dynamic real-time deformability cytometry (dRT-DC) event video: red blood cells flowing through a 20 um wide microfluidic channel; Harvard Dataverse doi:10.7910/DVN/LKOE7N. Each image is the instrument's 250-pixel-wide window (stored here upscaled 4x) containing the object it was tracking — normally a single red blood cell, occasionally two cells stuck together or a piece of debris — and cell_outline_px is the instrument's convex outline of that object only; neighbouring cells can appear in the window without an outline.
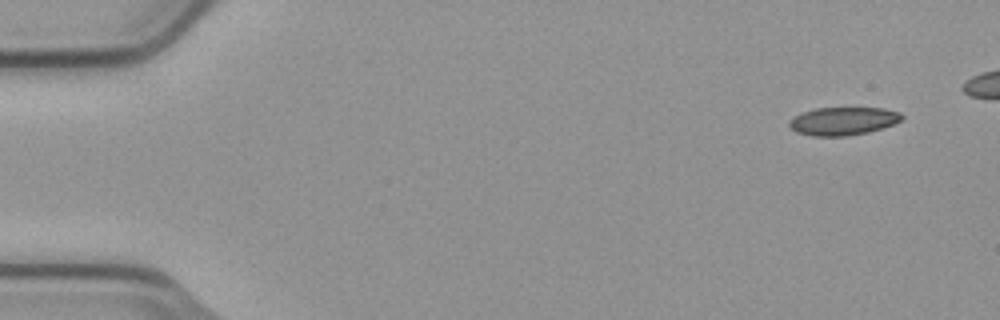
{"species": "common noctule bat (a hibernating species)", "species_latin": "Nyctalus noctula", "temperature_condition": "cold", "stored_images_in_passage": 5, "camera_frame_rate_fps": 3000, "um_per_image_px": 0.085, "animal": {"sex": "male", "body_mass_g": 23.1, "forearm_length_mm": 52.7}, "frame": {"image": 1, "passage_image": 1, "time_ms": 0.0, "image_size_px": [1000, 320], "cell_outline_px": [[904, 116], [900, 120], [892, 124], [868, 132], [848, 136], [812, 136], [796, 132], [788, 124], [796, 116], [804, 112], [816, 108], [884, 108], [900, 112]], "centroid_in_image_um": [71.68, 10.29], "position_along_channel_um": 13.3, "area_um2": 18.15}}
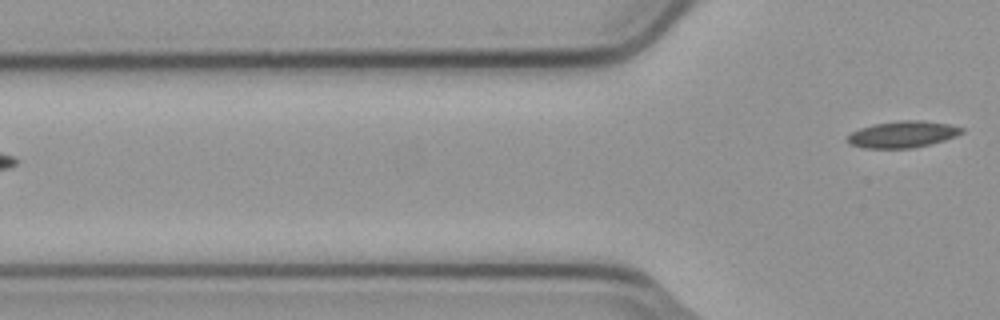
{"frame": {"image": 2, "passage_image": 5, "time_ms": 1.333, "image_size_px": [1000, 320], "cell_outline_px": [[964, 132], [956, 136], [944, 140], [912, 148], [864, 148], [848, 144], [844, 140], [852, 132], [860, 128], [872, 124], [900, 120], [924, 120], [948, 124], [964, 128]], "centroid_in_image_um": [76.69, 11.41], "position_along_channel_um": 49.1, "area_um2": 17.8}}